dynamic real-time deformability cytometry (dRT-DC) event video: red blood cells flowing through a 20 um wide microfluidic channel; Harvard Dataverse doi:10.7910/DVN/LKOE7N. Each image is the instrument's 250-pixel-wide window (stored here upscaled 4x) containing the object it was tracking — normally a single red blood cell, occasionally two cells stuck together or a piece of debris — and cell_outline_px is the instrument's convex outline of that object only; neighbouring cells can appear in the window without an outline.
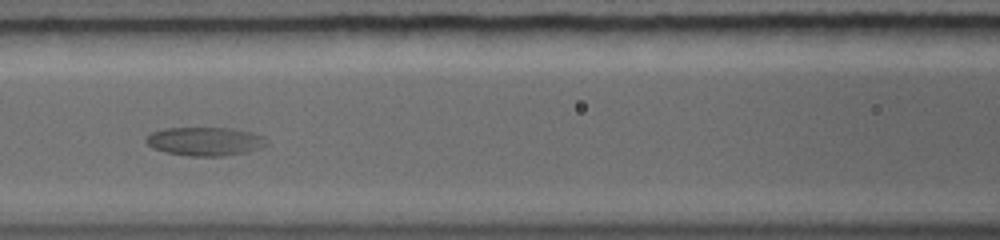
{"species": "common noctule bat (a hibernating species)", "species_latin": "Nyctalus noctula", "temperature_condition": "warm", "stored_images_in_passage": 21, "segment_of_instrument_passage": [2, 2], "camera_frame_rate_fps": 5000, "um_per_image_px": 0.085, "animal": {"sex": "female", "body_mass_g": 19.0, "forearm_length_mm": 56.7}, "frame": {"image": 1, "passage_image": 8, "time_ms": 4.4, "image_size_px": [1000, 240], "cell_outline_px": [[252, 148], [244, 152], [224, 156], [192, 156], [168, 152], [152, 148], [148, 144], [148, 136], [160, 132], [180, 128], [212, 128]], "centroid_in_image_um": [16.7, 12.12], "position_along_channel_um": 149.9, "area_um2": 15.37}}
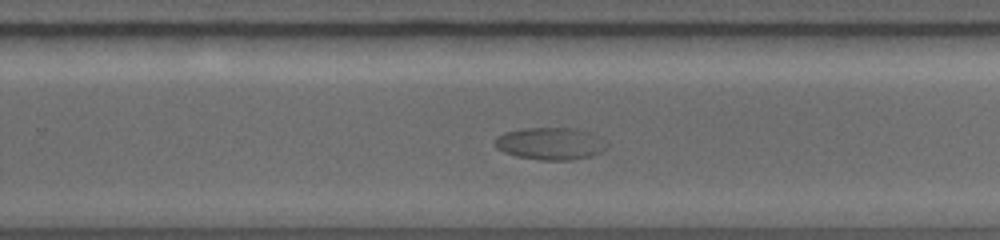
{"frame": {"image": 2, "passage_image": 16, "time_ms": 7.4, "image_size_px": [1000, 240], "cell_outline_px": [[600, 152], [588, 156], [572, 160], [540, 160], [516, 156], [504, 152], [496, 144], [496, 140], [500, 136], [512, 132], [540, 128], [544, 128]], "centroid_in_image_um": [46.12, 12.38], "position_along_channel_um": 283.7, "area_um2": 15.66}}
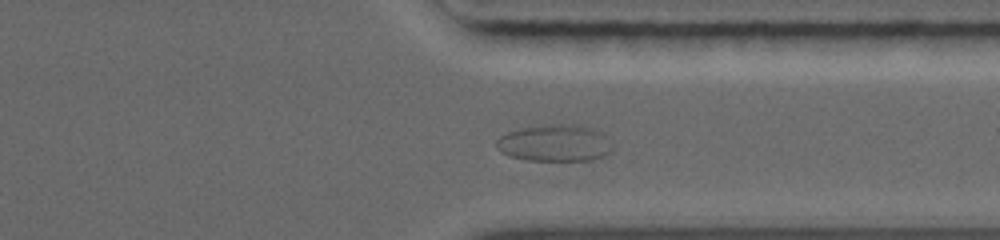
{"frame": {"image": 3, "passage_image": 21, "time_ms": 9.2, "image_size_px": [1000, 240], "cell_outline_px": [[608, 156], [592, 160], [528, 160], [512, 156], [504, 152], [504, 136], [516, 132], [532, 132], [608, 152]], "centroid_in_image_um": [46.54, 12.6], "position_along_channel_um": 364.9, "area_um2": 14.57}}